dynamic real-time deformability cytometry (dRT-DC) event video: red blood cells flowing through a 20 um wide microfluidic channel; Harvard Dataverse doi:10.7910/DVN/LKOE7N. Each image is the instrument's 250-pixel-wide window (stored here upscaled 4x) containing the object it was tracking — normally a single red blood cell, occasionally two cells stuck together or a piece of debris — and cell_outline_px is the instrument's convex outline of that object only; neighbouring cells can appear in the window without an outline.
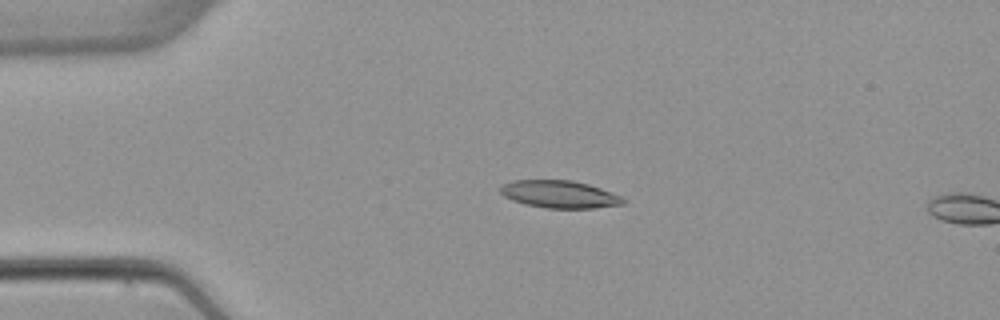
{"species": "common noctule bat (a hibernating species)", "species_latin": "Nyctalus noctula", "temperature_condition": "warm", "stored_images_in_passage": 5, "camera_frame_rate_fps": 3000, "um_per_image_px": 0.085, "animal": {"sex": "female", "body_mass_g": 22.7, "forearm_length_mm": 54.2}, "frame": {"image": 1, "passage_image": 4, "time_ms": 3.667, "image_size_px": [1000, 320], "cell_outline_px": [[624, 204], [596, 208], [548, 208], [524, 204], [512, 200], [504, 196], [500, 192], [500, 184], [512, 180], [572, 180], [588, 184], [612, 192], [620, 196], [624, 200]], "centroid_in_image_um": [47.52, 16.51], "position_along_channel_um": 37.5, "area_um2": 19.71}}